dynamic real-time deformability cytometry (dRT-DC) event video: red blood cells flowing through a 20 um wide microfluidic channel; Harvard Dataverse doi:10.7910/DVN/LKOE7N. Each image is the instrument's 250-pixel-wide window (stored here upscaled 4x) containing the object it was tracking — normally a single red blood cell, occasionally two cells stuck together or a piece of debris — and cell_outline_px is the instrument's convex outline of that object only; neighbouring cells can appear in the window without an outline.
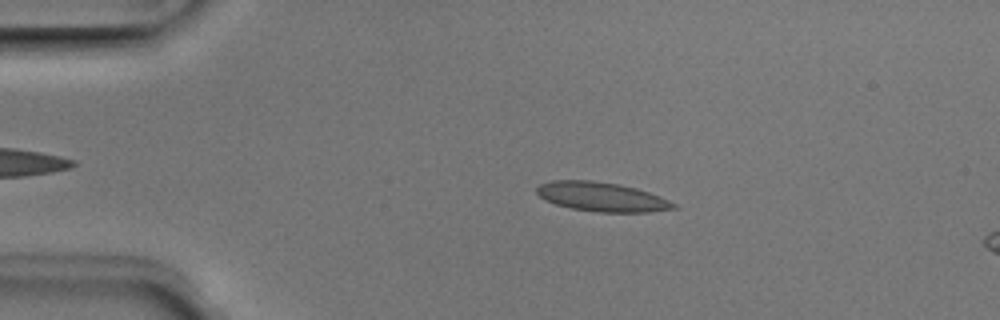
{"species": "Egyptian fruit bat (a non-hibernating species)", "species_latin": "Rousettus aegyptiacus", "temperature_condition": "room temperature", "stored_images_in_passage": 4, "camera_frame_rate_fps": 3000, "um_per_image_px": 0.085, "animal": {"sex": "male"}, "frame": {"image": 1, "passage_image": 2, "time_ms": 0.333, "image_size_px": [1000, 320], "cell_outline_px": [[680, 208], [648, 212], [600, 212], [572, 208], [556, 204], [544, 200], [536, 192], [536, 188], [540, 184], [552, 180], [592, 180], [620, 184], [636, 188], [660, 196], [676, 204]], "centroid_in_image_um": [51.16, 16.72], "position_along_channel_um": 33.8, "area_um2": 23.35}}